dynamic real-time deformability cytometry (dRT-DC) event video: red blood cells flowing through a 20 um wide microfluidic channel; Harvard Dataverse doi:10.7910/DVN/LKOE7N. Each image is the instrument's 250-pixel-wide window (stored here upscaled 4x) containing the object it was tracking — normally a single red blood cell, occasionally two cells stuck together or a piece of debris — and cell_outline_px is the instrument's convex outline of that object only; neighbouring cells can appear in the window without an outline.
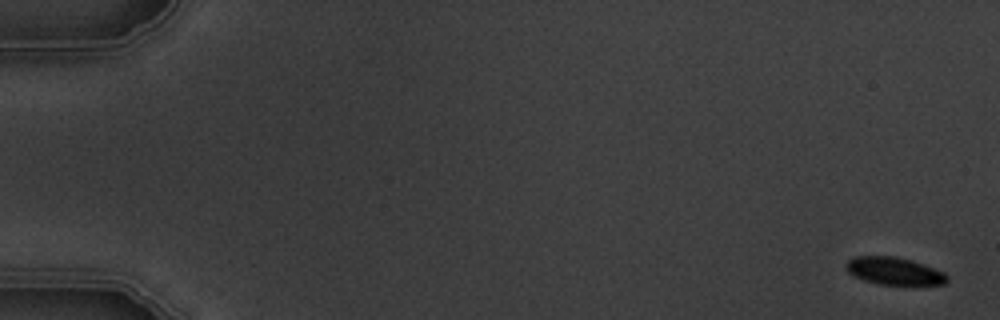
{"species": "common noctule bat (a hibernating species)", "species_latin": "Nyctalus noctula", "temperature_condition": "warm", "stored_images_in_passage": 6, "camera_frame_rate_fps": 3000, "um_per_image_px": 0.085, "animal": {"sex": "male", "body_mass_g": 19.5, "forearm_length_mm": 54.6}, "frame": {"image": 1, "passage_image": 1, "time_ms": 0.0, "image_size_px": [1000, 320], "cell_outline_px": [[948, 280], [944, 284], [916, 288], [880, 284], [864, 280], [852, 276], [844, 268], [844, 264], [852, 256], [892, 256], [912, 260], [924, 264], [944, 272], [948, 276]], "centroid_in_image_um": [76.04, 23.09], "position_along_channel_um": 9.0, "area_um2": 17.17}}